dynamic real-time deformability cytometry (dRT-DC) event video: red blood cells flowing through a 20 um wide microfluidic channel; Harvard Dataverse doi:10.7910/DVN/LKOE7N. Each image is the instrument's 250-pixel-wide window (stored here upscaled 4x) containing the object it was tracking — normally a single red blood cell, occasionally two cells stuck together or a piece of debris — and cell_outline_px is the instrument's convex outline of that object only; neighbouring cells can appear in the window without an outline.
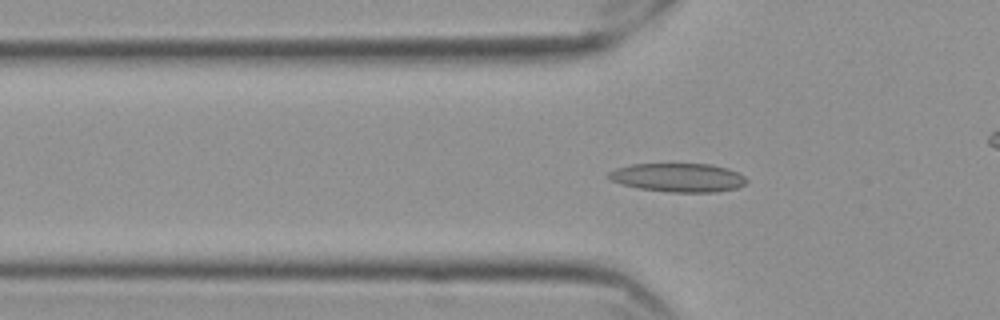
{"species": "Egyptian fruit bat (a non-hibernating species)", "species_latin": "Rousettus aegyptiacus", "temperature_condition": "cold", "stored_images_in_passage": 48, "camera_frame_rate_fps": 3000, "um_per_image_px": 0.085, "frame": {"image": 1, "passage_image": 9, "time_ms": 2.667, "image_size_px": [1000, 320], "cell_outline_px": [[748, 180], [744, 184], [736, 188], [716, 192], [668, 192], [640, 188], [624, 184], [612, 180], [608, 176], [608, 172], [616, 168], [632, 164], [712, 164], [728, 168], [744, 176]], "centroid_in_image_um": [57.67, 15.09], "position_along_channel_um": 68.1, "area_um2": 22.89}}
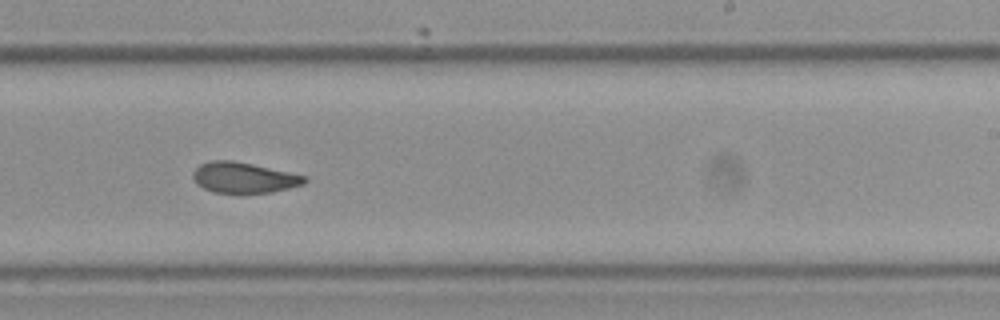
{"frame": {"image": 2, "passage_image": 26, "time_ms": 8.333, "image_size_px": [1000, 320], "cell_outline_px": [[308, 180], [304, 184], [272, 192], [212, 192], [196, 184], [192, 176], [192, 172], [200, 164], [208, 160], [232, 160], [252, 164], [308, 176]], "centroid_in_image_um": [20.71, 15.08], "position_along_channel_um": 268.3, "area_um2": 19.88}}
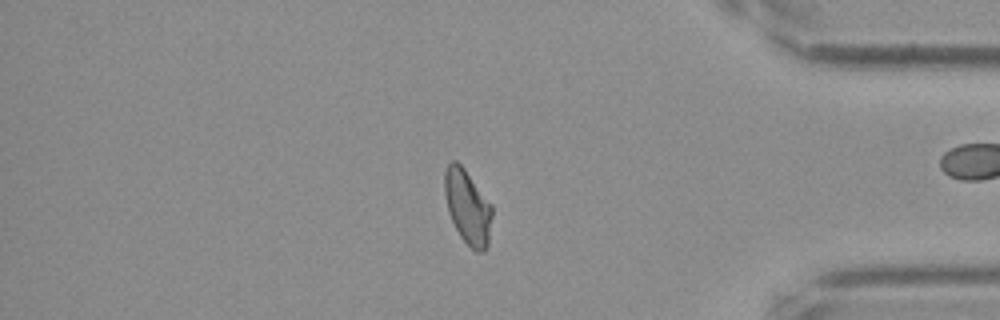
{"frame": {"image": 3, "passage_image": 39, "time_ms": 12.667, "image_size_px": [1000, 320], "cell_outline_px": [[492, 216], [488, 244], [484, 252], [476, 252], [460, 236], [448, 212], [444, 192], [444, 172], [448, 164], [452, 160], [456, 160], [464, 168], [492, 204]], "centroid_in_image_um": [39.75, 17.57], "position_along_channel_um": 395.5, "area_um2": 20.58}, "authors_computed_cell_mechanics": {"area_um2": 20.7791, "velocity_mm_per_s": 3.529, "shape_relaxation_time_tau1_ms": null, "shape_relaxation_time_tau2_ms": 2.918, "deformation_change_tau1": null, "deformation_change_tau2": 0.0884}}